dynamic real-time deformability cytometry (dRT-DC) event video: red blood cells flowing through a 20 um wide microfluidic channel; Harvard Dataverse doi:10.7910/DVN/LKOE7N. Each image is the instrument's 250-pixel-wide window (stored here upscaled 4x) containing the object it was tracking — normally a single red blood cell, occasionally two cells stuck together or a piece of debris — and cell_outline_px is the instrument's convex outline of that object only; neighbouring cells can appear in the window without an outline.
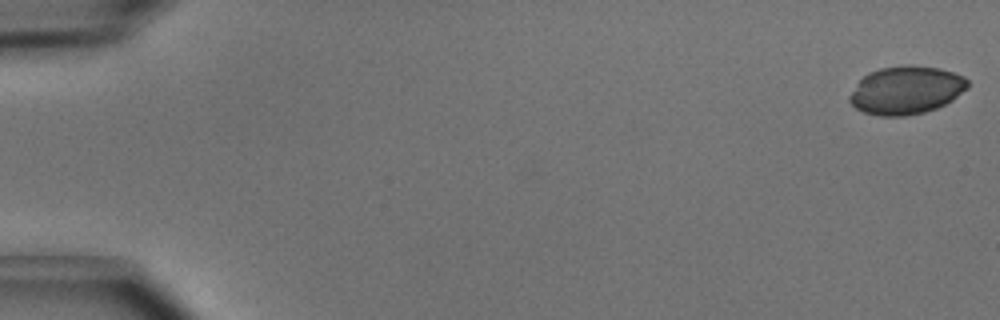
{"species": "common noctule bat (a hibernating species)", "species_latin": "Nyctalus noctula", "temperature_condition": "cold", "stored_images_in_passage": 6, "segment_of_instrument_passage": [1, 2], "camera_frame_rate_fps": 3000, "um_per_image_px": 0.085, "animal": {"sex": "male", "body_mass_g": 15.6}, "frame": {"image": 1, "passage_image": 1, "time_ms": 0.0, "image_size_px": [1000, 320], "cell_outline_px": [[968, 88], [952, 100], [936, 108], [924, 112], [904, 116], [880, 116], [864, 112], [856, 108], [848, 100], [848, 96], [856, 84], [868, 72], [880, 68], [904, 64], [912, 64], [940, 68], [964, 76], [968, 80]], "centroid_in_image_um": [77.01, 7.65], "position_along_channel_um": 8.0, "area_um2": 33.29}}